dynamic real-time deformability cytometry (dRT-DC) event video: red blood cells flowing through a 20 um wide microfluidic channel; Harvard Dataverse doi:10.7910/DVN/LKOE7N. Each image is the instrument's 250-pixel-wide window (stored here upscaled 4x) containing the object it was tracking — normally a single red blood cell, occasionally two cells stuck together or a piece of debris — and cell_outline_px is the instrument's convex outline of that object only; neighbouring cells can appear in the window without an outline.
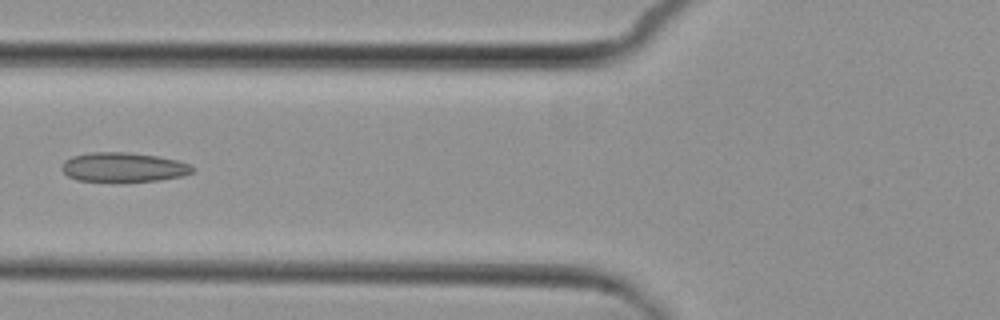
{"species": "common noctule bat (a hibernating species)", "species_latin": "Nyctalus noctula", "temperature_condition": "cold", "stored_images_in_passage": 6, "camera_frame_rate_fps": 3000, "um_per_image_px": 0.085, "animal": {"sex": "female", "body_mass_g": 29.2, "forearm_length_mm": 56.3}, "frame": {"image": 1, "passage_image": 5, "time_ms": 5.667, "image_size_px": [1000, 320], "cell_outline_px": [[196, 168], [192, 172], [184, 176], [160, 180], [116, 184], [76, 180], [68, 176], [60, 168], [64, 160], [72, 156], [92, 152], [128, 152], [156, 156], [176, 160], [192, 164]], "centroid_in_image_um": [10.49, 14.25], "position_along_channel_um": 115.3, "area_um2": 23.35}}
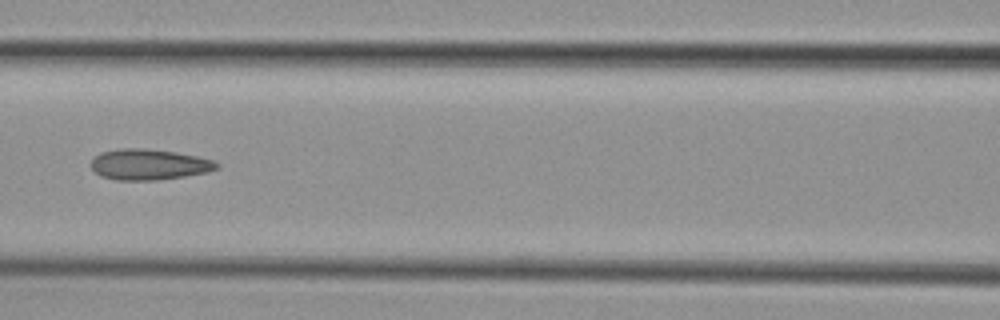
{"frame": {"image": 2, "passage_image": 6, "time_ms": 6.667, "image_size_px": [1000, 320], "cell_outline_px": [[220, 164], [216, 168], [208, 172], [184, 176], [156, 180], [116, 180], [100, 176], [92, 168], [92, 160], [100, 152], [120, 148], [144, 148], [176, 152], [196, 156], [212, 160]], "centroid_in_image_um": [12.65, 13.98], "position_along_channel_um": 154.0, "area_um2": 22.43}}